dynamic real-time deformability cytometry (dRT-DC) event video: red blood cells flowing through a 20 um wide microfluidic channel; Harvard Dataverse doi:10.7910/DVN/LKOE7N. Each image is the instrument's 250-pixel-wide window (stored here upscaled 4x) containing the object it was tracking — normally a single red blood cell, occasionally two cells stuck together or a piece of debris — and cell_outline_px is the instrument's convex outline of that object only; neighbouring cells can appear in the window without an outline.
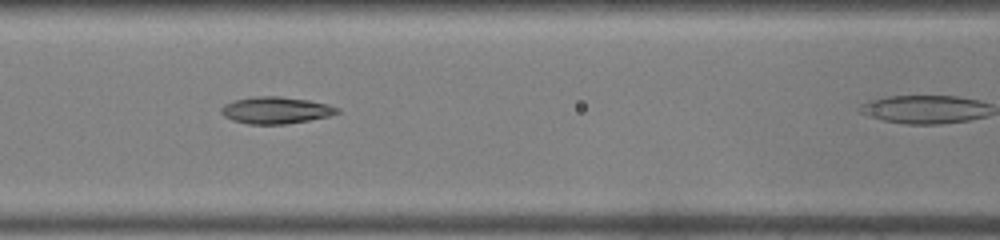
{"species": "common noctule bat (a hibernating species)", "species_latin": "Nyctalus noctula", "temperature_condition": "warm", "stored_images_in_passage": 13, "camera_frame_rate_fps": 3000, "um_per_image_px": 0.085, "animal": {"sex": "male", "body_mass_g": 19.0, "forearm_length_mm": 50.8}, "frame": {"image": 1, "passage_image": 10, "time_ms": 3.0, "image_size_px": [1000, 240], "cell_outline_px": [[340, 112], [328, 116], [308, 120], [284, 124], [248, 124], [232, 120], [224, 116], [220, 112], [220, 108], [224, 104], [232, 100], [252, 96], [280, 96], [308, 100], [328, 104], [340, 108]], "centroid_in_image_um": [23.41, 9.36], "position_along_channel_um": 143.2, "area_um2": 18.26}}